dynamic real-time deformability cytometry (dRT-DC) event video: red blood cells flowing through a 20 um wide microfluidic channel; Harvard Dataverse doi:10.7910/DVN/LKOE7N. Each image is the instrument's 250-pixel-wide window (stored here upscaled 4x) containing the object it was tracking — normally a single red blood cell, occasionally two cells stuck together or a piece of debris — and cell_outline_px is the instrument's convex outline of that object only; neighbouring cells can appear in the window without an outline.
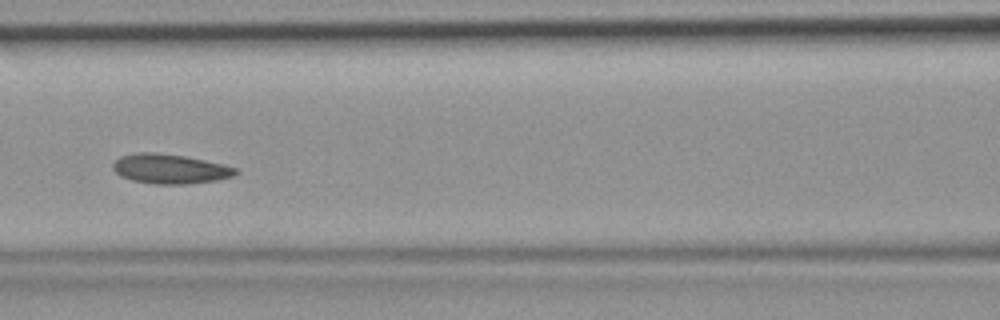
{"species": "common noctule bat (a hibernating species)", "species_latin": "Nyctalus noctula", "temperature_condition": "room temperature", "stored_images_in_passage": 44, "camera_frame_rate_fps": 3000, "um_per_image_px": 0.085, "animal": {"sex": "female", "body_mass_g": 19.9}, "frame": {"image": 1, "passage_image": 19, "time_ms": 6.0, "image_size_px": [1000, 320], "cell_outline_px": [[240, 172], [232, 176], [216, 180], [188, 184], [156, 184], [132, 180], [120, 176], [112, 168], [112, 164], [120, 156], [136, 152], [152, 152], [184, 156], [224, 164], [236, 168]], "centroid_in_image_um": [14.44, 14.35], "position_along_channel_um": 152.2, "area_um2": 21.15}}
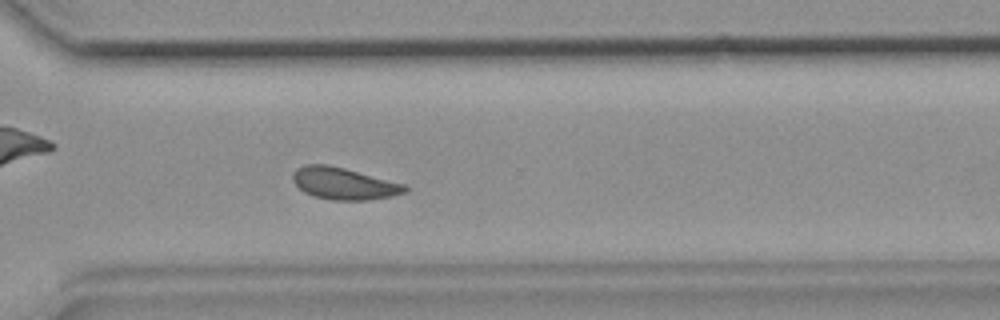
{"frame": {"image": 2, "passage_image": 32, "time_ms": 10.333, "image_size_px": [1000, 320], "cell_outline_px": [[408, 192], [392, 196], [368, 200], [332, 200], [316, 196], [304, 192], [292, 180], [292, 172], [296, 168], [304, 164], [328, 164], [344, 168], [404, 184], [408, 188]], "centroid_in_image_um": [29.21, 15.59], "position_along_channel_um": 341.4, "area_um2": 20.81}}